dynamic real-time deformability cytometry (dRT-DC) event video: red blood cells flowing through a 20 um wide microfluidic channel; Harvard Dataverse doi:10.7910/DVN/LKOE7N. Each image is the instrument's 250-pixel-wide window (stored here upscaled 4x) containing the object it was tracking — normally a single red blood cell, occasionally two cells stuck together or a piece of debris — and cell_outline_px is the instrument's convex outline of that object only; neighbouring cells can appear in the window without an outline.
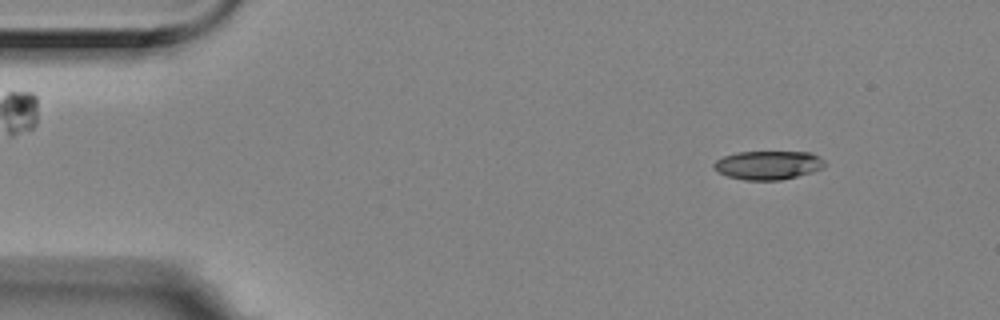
{"species": "Egyptian fruit bat (a non-hibernating species)", "species_latin": "Rousettus aegyptiacus", "temperature_condition": "room temperature", "stored_images_in_passage": 6, "segment_of_instrument_passage": [1, 2], "camera_frame_rate_fps": 3000, "um_per_image_px": 0.085, "animal": {"sex": "female"}, "frame": {"image": 1, "passage_image": 2, "time_ms": 0.333, "image_size_px": [1000, 320], "cell_outline_px": [[824, 168], [812, 172], [780, 180], [744, 180], [728, 176], [720, 172], [712, 164], [716, 160], [724, 156], [736, 152], [812, 152], [820, 156], [824, 160]], "centroid_in_image_um": [65.32, 14.03], "position_along_channel_um": 19.7, "area_um2": 18.5}}
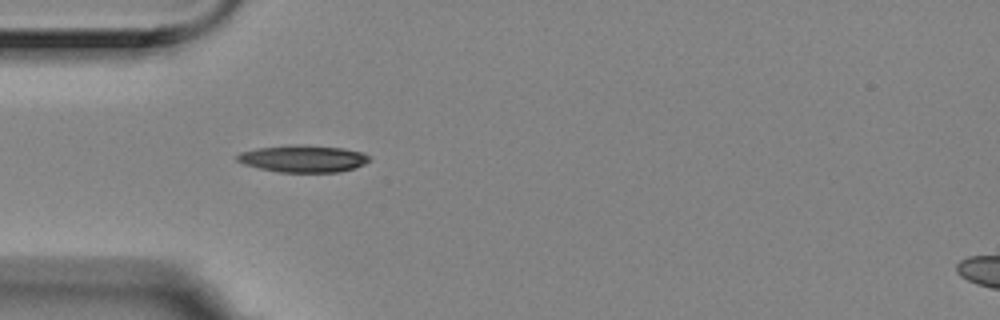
{"frame": {"image": 2, "passage_image": 5, "time_ms": 1.333, "image_size_px": [1000, 320], "cell_outline_px": [[372, 160], [356, 168], [340, 172], [276, 172], [244, 164], [236, 160], [236, 156], [240, 152], [256, 148], [344, 148], [360, 152], [368, 156]], "centroid_in_image_um": [25.79, 13.55], "position_along_channel_um": 59.2, "area_um2": 19.65}}